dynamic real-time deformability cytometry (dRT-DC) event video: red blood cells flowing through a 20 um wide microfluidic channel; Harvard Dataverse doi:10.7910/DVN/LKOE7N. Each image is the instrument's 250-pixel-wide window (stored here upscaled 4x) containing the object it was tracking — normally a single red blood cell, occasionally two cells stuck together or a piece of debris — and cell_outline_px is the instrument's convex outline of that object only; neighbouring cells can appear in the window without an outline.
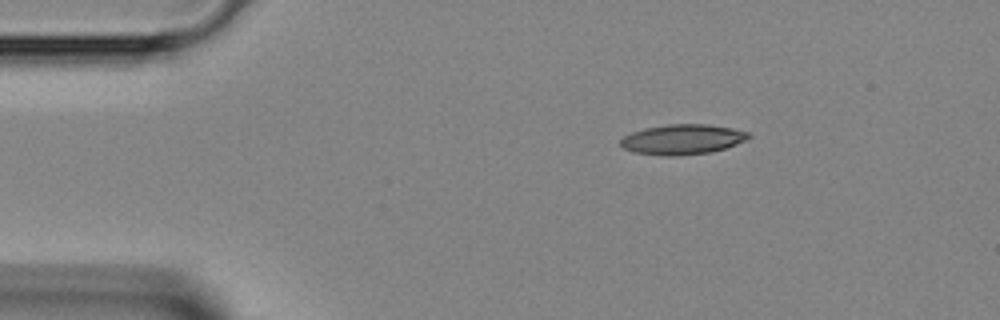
{"species": "Egyptian fruit bat (a non-hibernating species)", "species_latin": "Rousettus aegyptiacus", "temperature_condition": "room temperature", "stored_images_in_passage": 13, "camera_frame_rate_fps": 3000, "um_per_image_px": 0.085, "animal": {"sex": "female"}, "frame": {"image": 1, "passage_image": 1, "time_ms": 0.0, "image_size_px": [1000, 320], "cell_outline_px": [[752, 136], [736, 144], [724, 148], [708, 152], [676, 156], [664, 156], [632, 152], [624, 148], [620, 144], [620, 140], [624, 136], [632, 132], [644, 128], [668, 124], [704, 124], [732, 128], [748, 132]], "centroid_in_image_um": [57.97, 11.85], "position_along_channel_um": 27.0, "area_um2": 22.31}}
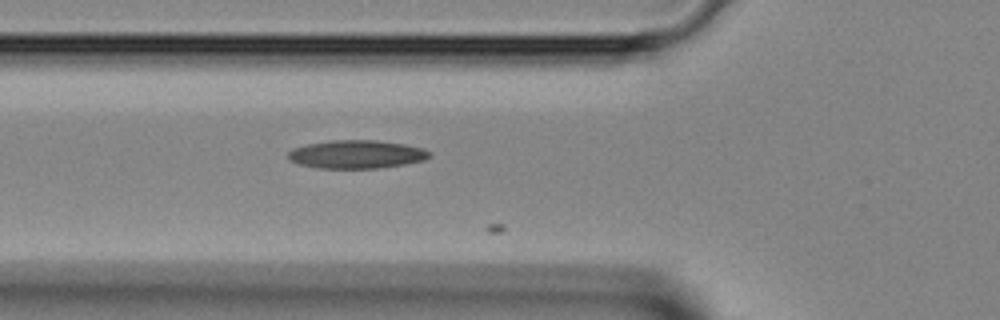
{"frame": {"image": 2, "passage_image": 9, "time_ms": 2.667, "image_size_px": [1000, 320], "cell_outline_px": [[432, 156], [424, 160], [404, 164], [376, 168], [320, 168], [300, 164], [288, 160], [288, 152], [292, 148], [308, 144], [332, 140], [376, 140], [404, 144], [424, 148], [432, 152]], "centroid_in_image_um": [30.33, 13.11], "position_along_channel_um": 95.5, "area_um2": 23.29}}